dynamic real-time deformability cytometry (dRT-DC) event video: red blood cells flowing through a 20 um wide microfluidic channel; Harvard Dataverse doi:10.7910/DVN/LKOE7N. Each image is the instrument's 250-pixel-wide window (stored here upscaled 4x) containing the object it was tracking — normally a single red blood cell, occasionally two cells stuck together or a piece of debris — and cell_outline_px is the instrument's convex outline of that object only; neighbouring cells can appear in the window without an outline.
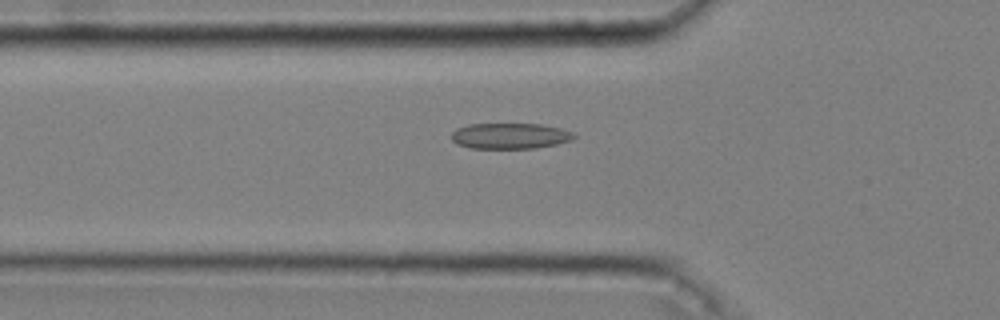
{"species": "common noctule bat (a hibernating species)", "species_latin": "Nyctalus noctula", "temperature_condition": "cold", "stored_images_in_passage": 48, "camera_frame_rate_fps": 3000, "um_per_image_px": 0.085, "animal": {"sex": "male", "body_mass_g": 20.4}, "frame": {"image": 1, "passage_image": 18, "time_ms": 5.667, "image_size_px": [1000, 320], "cell_outline_px": [[576, 136], [572, 140], [556, 144], [536, 148], [472, 148], [460, 144], [452, 140], [452, 132], [456, 128], [468, 124], [540, 124], [560, 128], [572, 132]], "centroid_in_image_um": [43.36, 11.55], "position_along_channel_um": 82.4, "area_um2": 18.26}}
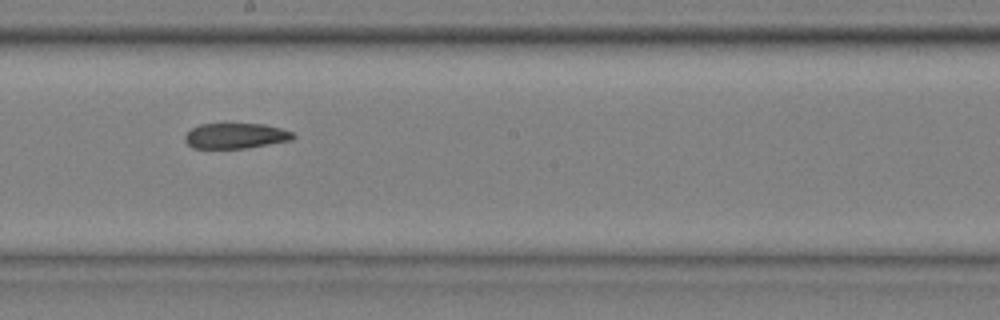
{"frame": {"image": 2, "passage_image": 30, "time_ms": 9.667, "image_size_px": [1000, 320], "cell_outline_px": [[296, 136], [292, 140], [244, 148], [192, 148], [184, 140], [184, 136], [192, 128], [200, 124], [264, 124], [280, 128], [292, 132]], "centroid_in_image_um": [20.02, 11.54], "position_along_channel_um": 228.2, "area_um2": 15.9}}
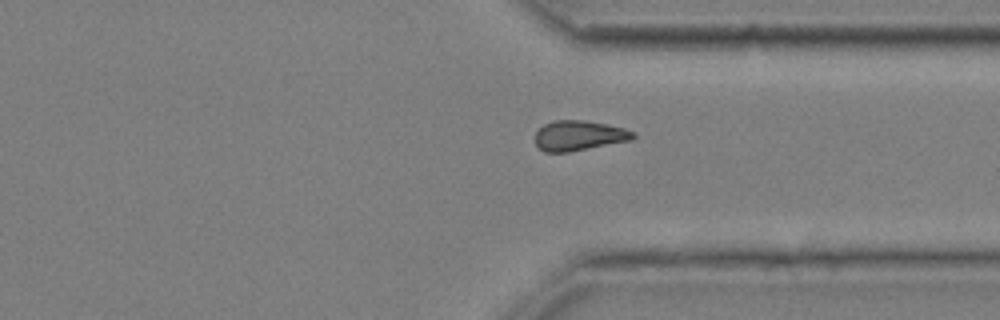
{"frame": {"image": 3, "passage_image": 41, "time_ms": 13.333, "image_size_px": [1000, 320], "cell_outline_px": [[636, 136], [632, 140], [568, 152], [544, 152], [536, 144], [536, 132], [544, 124], [552, 120], [584, 120], [608, 124], [624, 128], [636, 132]], "centroid_in_image_um": [49.24, 11.51], "position_along_channel_um": 362.2, "area_um2": 17.22}}